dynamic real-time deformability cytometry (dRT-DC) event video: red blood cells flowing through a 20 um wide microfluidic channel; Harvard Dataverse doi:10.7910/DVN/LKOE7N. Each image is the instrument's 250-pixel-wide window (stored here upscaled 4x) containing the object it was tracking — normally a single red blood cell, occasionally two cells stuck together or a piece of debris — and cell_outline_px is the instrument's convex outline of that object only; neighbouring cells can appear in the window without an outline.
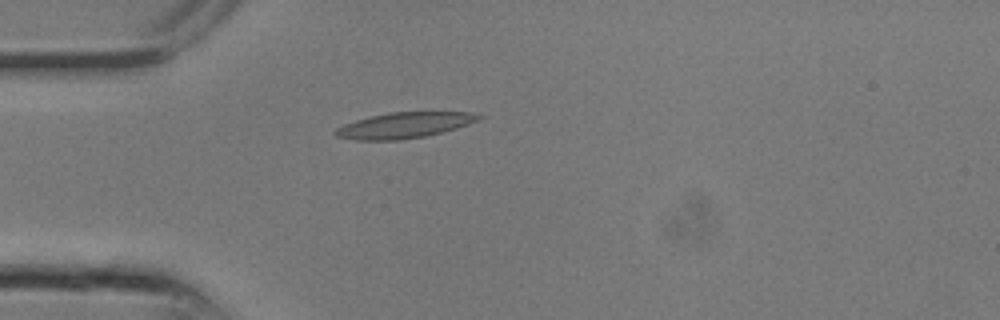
{"species": "common noctule bat (a hibernating species)", "species_latin": "Nyctalus noctula", "temperature_condition": "room temperature", "stored_images_in_passage": 3, "camera_frame_rate_fps": 3000, "um_per_image_px": 0.085, "animal": {"sex": "male", "body_mass_g": 13.3}, "frame": {"image": 1, "passage_image": 1, "time_ms": 0.0, "image_size_px": [1000, 320], "cell_outline_px": [[484, 116], [480, 120], [444, 132], [424, 136], [400, 140], [356, 140], [336, 136], [332, 132], [336, 128], [344, 124], [356, 120], [388, 112], [468, 112]], "centroid_in_image_um": [34.36, 10.65], "position_along_channel_um": 50.6, "area_um2": 21.44}}
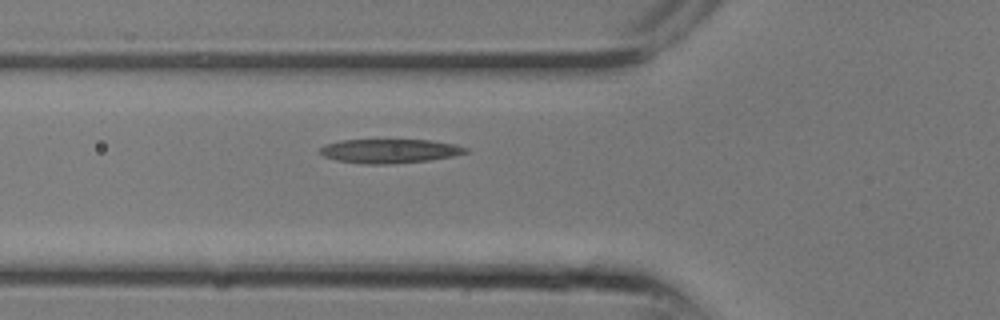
{"frame": {"image": 2, "passage_image": 3, "time_ms": 0.667, "image_size_px": [1000, 320], "cell_outline_px": [[468, 152], [452, 156], [428, 160], [392, 164], [364, 164], [336, 160], [324, 156], [320, 152], [320, 148], [324, 144], [340, 140], [432, 140], [456, 144], [468, 148]], "centroid_in_image_um": [33.11, 12.83], "position_along_channel_um": 92.7, "area_um2": 20.46}}